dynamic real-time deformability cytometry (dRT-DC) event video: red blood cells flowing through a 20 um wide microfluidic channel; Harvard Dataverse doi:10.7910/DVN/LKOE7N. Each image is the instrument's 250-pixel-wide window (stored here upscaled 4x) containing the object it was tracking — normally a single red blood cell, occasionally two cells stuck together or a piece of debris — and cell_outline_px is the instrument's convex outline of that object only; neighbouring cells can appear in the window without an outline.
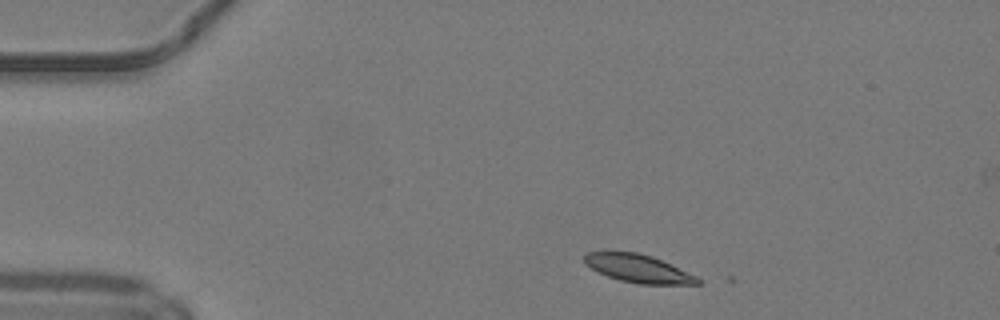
{"species": "common noctule bat (a hibernating species)", "species_latin": "Nyctalus noctula", "temperature_condition": "warm", "stored_images_in_passage": 4, "camera_frame_rate_fps": 3000, "um_per_image_px": 0.085, "animal": {"sex": "male", "body_mass_g": 19.2, "forearm_length_mm": 51.8}, "frame": {"image": 1, "passage_image": 1, "time_ms": 0.0, "image_size_px": [1000, 320], "cell_outline_px": [[700, 284], [640, 284], [620, 280], [608, 276], [584, 264], [584, 252], [636, 252], [652, 256], [696, 276], [700, 280]], "centroid_in_image_um": [54.22, 22.82], "position_along_channel_um": 30.8, "area_um2": 18.15}}